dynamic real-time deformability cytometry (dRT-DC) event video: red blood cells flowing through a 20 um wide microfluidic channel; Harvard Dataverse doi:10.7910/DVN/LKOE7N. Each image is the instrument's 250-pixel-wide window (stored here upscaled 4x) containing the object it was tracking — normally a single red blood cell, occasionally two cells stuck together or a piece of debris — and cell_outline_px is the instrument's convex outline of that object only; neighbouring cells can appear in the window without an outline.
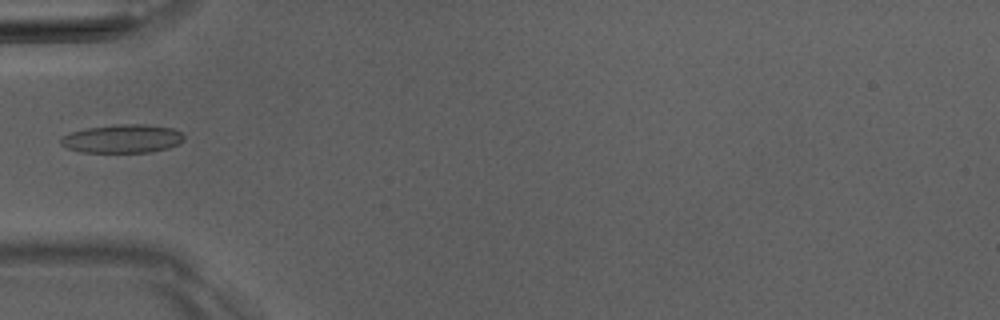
{"species": "Egyptian fruit bat (a non-hibernating species)", "species_latin": "Rousettus aegyptiacus", "temperature_condition": "room temperature", "stored_images_in_passage": 4, "camera_frame_rate_fps": 3000, "um_per_image_px": 0.085, "animal": {"sex": "male"}, "frame": {"image": 1, "passage_image": 3, "time_ms": 2.333, "image_size_px": [1000, 320], "cell_outline_px": [[184, 140], [168, 148], [152, 152], [80, 152], [68, 148], [60, 144], [60, 136], [72, 132], [88, 128], [116, 124], [144, 124], [172, 128], [180, 132], [184, 136]], "centroid_in_image_um": [10.39, 11.79], "position_along_channel_um": 74.6, "area_um2": 20.4}}